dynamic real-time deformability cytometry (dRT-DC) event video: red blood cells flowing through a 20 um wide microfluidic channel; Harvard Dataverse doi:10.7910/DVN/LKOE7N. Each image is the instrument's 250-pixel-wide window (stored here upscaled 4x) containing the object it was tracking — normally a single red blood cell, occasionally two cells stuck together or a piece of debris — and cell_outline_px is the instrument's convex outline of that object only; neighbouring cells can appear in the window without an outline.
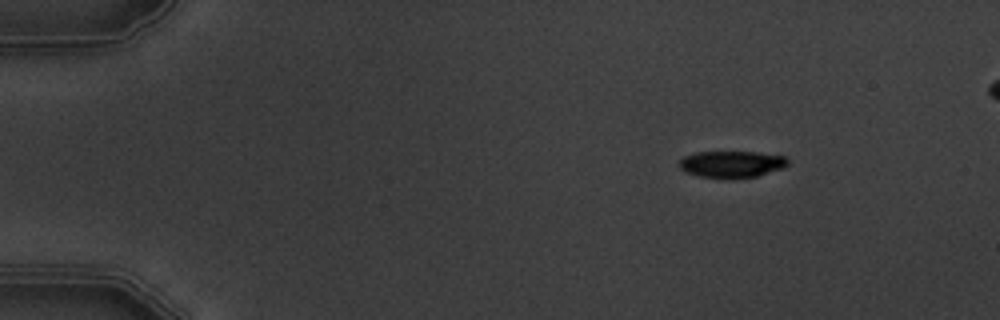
{"species": "common noctule bat (a hibernating species)", "species_latin": "Nyctalus noctula", "temperature_condition": "warm", "stored_images_in_passage": 6, "segment_of_instrument_passage": [1, 2], "camera_frame_rate_fps": 3000, "um_per_image_px": 0.085, "animal": {"sex": "male", "body_mass_g": 19.5, "forearm_length_mm": 54.6}, "frame": {"image": 1, "passage_image": 2, "time_ms": 1.333, "image_size_px": [1000, 320], "cell_outline_px": [[788, 164], [784, 168], [756, 176], [700, 176], [688, 172], [680, 168], [680, 160], [684, 156], [696, 152], [756, 152], [784, 156], [788, 160]], "centroid_in_image_um": [62.22, 13.91], "position_along_channel_um": 22.8, "area_um2": 16.18}}